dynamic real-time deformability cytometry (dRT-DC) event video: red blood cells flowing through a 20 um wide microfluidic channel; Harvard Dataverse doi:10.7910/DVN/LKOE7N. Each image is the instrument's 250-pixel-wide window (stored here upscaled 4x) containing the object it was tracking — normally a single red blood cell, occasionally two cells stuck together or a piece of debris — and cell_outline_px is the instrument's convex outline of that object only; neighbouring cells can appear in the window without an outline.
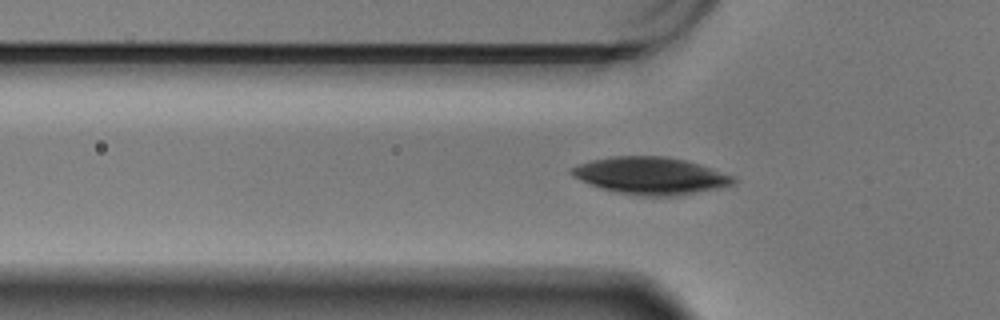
{"species": "Egyptian fruit bat (a non-hibernating species)", "species_latin": "Rousettus aegyptiacus", "temperature_condition": "warm", "stored_images_in_passage": 51, "camera_frame_rate_fps": 3000, "um_per_image_px": 0.085, "animal": {"sex": "male"}, "frame": {"image": 1, "passage_image": 19, "time_ms": 6.0, "image_size_px": [1000, 320], "cell_outline_px": [[736, 180], [732, 184], [716, 188], [676, 196], [640, 196], [616, 192], [600, 188], [580, 180], [572, 176], [568, 172], [572, 168], [580, 164], [592, 160], [608, 156], [664, 156], [684, 160], [700, 164], [712, 168], [732, 176]], "centroid_in_image_um": [55.25, 14.93], "position_along_channel_um": 70.5, "area_um2": 34.85}}
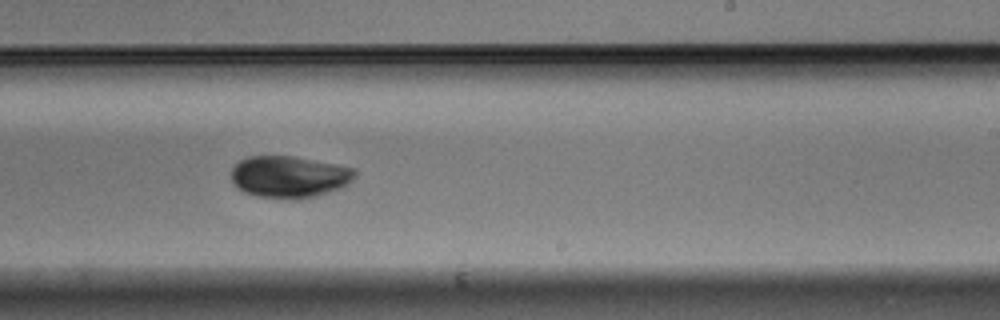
{"frame": {"image": 2, "passage_image": 36, "time_ms": 11.667, "image_size_px": [1000, 320], "cell_outline_px": [[356, 172], [348, 184], [340, 188], [328, 192], [296, 200], [292, 200], [256, 196], [244, 192], [232, 180], [232, 168], [240, 160], [248, 156], [292, 156], [336, 164], [356, 168]], "centroid_in_image_um": [24.58, 15.03], "position_along_channel_um": 264.4, "area_um2": 30.0}}
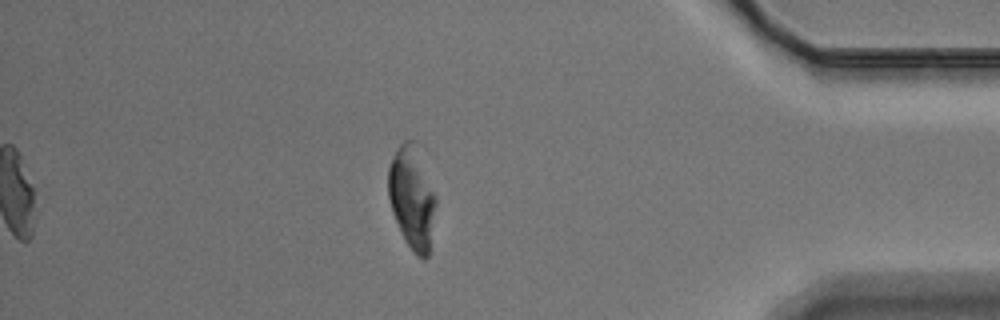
{"frame": {"image": 3, "passage_image": 51, "time_ms": 16.667, "image_size_px": [1000, 320], "cell_outline_px": [[436, 204], [428, 256], [424, 260], [416, 256], [404, 240], [392, 212], [388, 196], [388, 168], [396, 148], [404, 140], [416, 140], [436, 196]], "centroid_in_image_um": [35.02, 16.76], "position_along_channel_um": 400.2, "area_um2": 28.78}}